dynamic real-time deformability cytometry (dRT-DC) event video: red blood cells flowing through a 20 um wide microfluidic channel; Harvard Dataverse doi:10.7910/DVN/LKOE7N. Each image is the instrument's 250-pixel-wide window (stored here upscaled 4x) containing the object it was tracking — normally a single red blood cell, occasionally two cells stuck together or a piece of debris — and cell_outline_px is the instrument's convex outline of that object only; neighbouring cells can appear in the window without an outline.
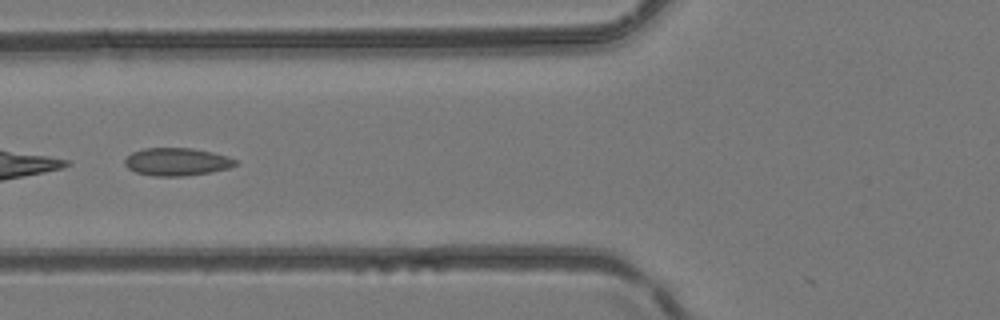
{"species": "common noctule bat (a hibernating species)", "species_latin": "Nyctalus noctula", "temperature_condition": "room temperature", "stored_images_in_passage": 6, "camera_frame_rate_fps": 3000, "um_per_image_px": 0.085, "animal": {"sex": "female", "body_mass_g": 24.6, "forearm_length_mm": 56.2}, "frame": {"image": 1, "passage_image": 5, "time_ms": 1.333, "image_size_px": [1000, 320], "cell_outline_px": [[236, 164], [228, 168], [208, 172], [184, 176], [152, 176], [136, 172], [128, 168], [124, 164], [124, 160], [132, 152], [144, 148], [192, 148], [212, 152], [228, 156], [236, 160]], "centroid_in_image_um": [15.0, 13.74], "position_along_channel_um": 110.8, "area_um2": 17.8}}
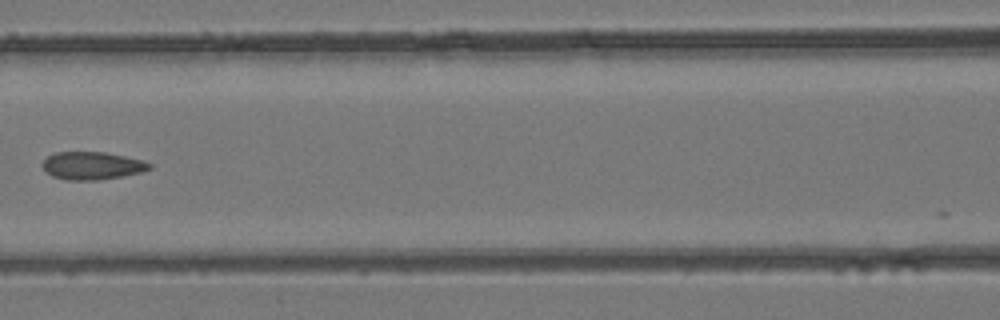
{"frame": {"image": 2, "passage_image": 6, "time_ms": 1.667, "image_size_px": [1000, 320], "cell_outline_px": [[152, 168], [140, 172], [120, 176], [96, 180], [64, 180], [52, 176], [40, 164], [48, 156], [56, 152], [104, 152], [124, 156], [140, 160], [152, 164]], "centroid_in_image_um": [7.79, 14.08], "position_along_channel_um": 158.8, "area_um2": 17.11}}